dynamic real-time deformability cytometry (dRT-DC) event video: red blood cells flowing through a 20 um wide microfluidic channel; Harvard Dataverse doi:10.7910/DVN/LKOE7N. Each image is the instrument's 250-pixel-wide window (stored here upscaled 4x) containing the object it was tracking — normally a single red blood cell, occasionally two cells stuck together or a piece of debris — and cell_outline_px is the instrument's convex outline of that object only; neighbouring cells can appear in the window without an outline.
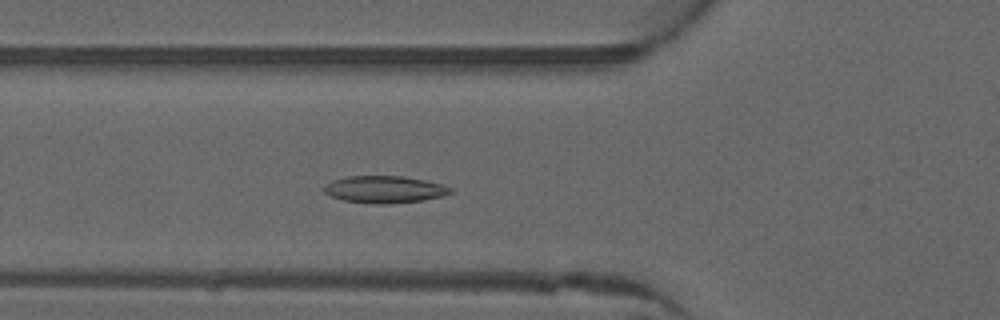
{"species": "common noctule bat (a hibernating species)", "species_latin": "Nyctalus noctula", "temperature_condition": "warm", "stored_images_in_passage": 49, "camera_frame_rate_fps": 3000, "um_per_image_px": 0.085, "animal": {"sex": "male", "forearm_length_mm": 52.5}, "frame": {"image": 1, "passage_image": 16, "time_ms": 5.0, "image_size_px": [1000, 320], "cell_outline_px": [[452, 192], [440, 196], [424, 200], [388, 204], [372, 204], [344, 200], [332, 196], [324, 192], [320, 188], [324, 184], [332, 180], [348, 176], [400, 176], [424, 180], [440, 184], [452, 188]], "centroid_in_image_um": [32.62, 16.1], "position_along_channel_um": 93.2, "area_um2": 19.94}}
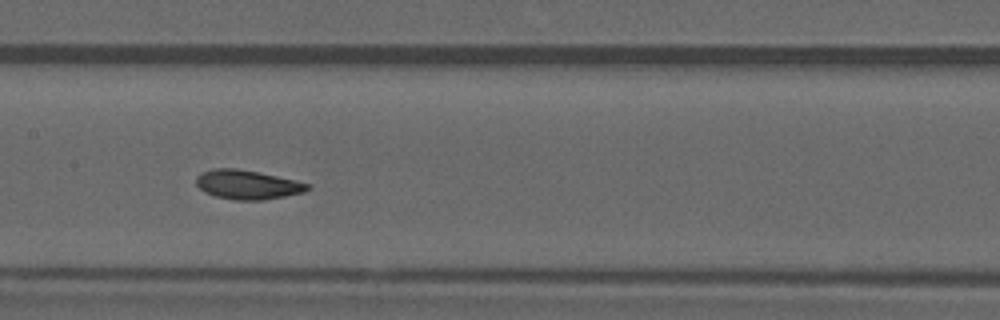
{"frame": {"image": 2, "passage_image": 23, "time_ms": 7.333, "image_size_px": [1000, 320], "cell_outline_px": [[312, 188], [304, 192], [264, 200], [236, 200], [216, 196], [204, 192], [196, 184], [196, 176], [200, 172], [216, 168], [236, 168], [296, 180], [312, 184]], "centroid_in_image_um": [21.05, 15.69], "position_along_channel_um": 186.4, "area_um2": 18.96}}
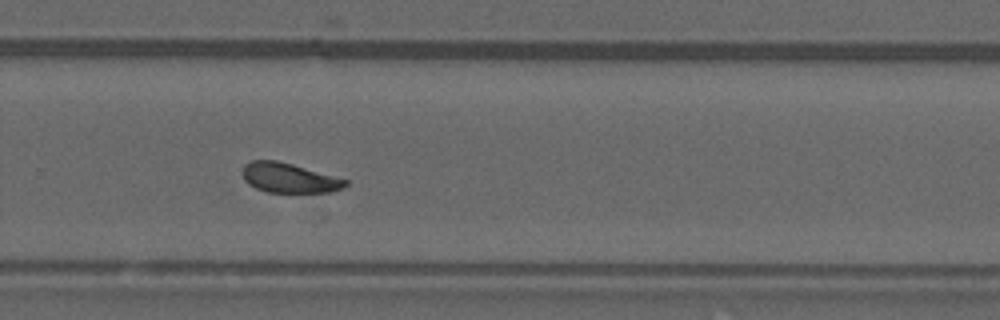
{"frame": {"image": 3, "passage_image": 32, "time_ms": 10.333, "image_size_px": [1000, 320], "cell_outline_px": [[348, 184], [344, 188], [332, 192], [268, 192], [256, 188], [248, 184], [244, 180], [244, 164], [252, 160], [276, 160], [292, 164], [348, 180]], "centroid_in_image_um": [24.59, 15.13], "position_along_channel_um": 305.2, "area_um2": 17.69}, "authors_computed_cell_mechanics": {"area_um2": 18.7272, "velocity_mm_per_s": 3.9816, "shape_relaxation_time_tau1_ms": 4.092, "shape_relaxation_time_tau2_ms": 2.4883, "deformation_change_tau1": 0.1238, "deformation_change_tau2": 0.0871}}